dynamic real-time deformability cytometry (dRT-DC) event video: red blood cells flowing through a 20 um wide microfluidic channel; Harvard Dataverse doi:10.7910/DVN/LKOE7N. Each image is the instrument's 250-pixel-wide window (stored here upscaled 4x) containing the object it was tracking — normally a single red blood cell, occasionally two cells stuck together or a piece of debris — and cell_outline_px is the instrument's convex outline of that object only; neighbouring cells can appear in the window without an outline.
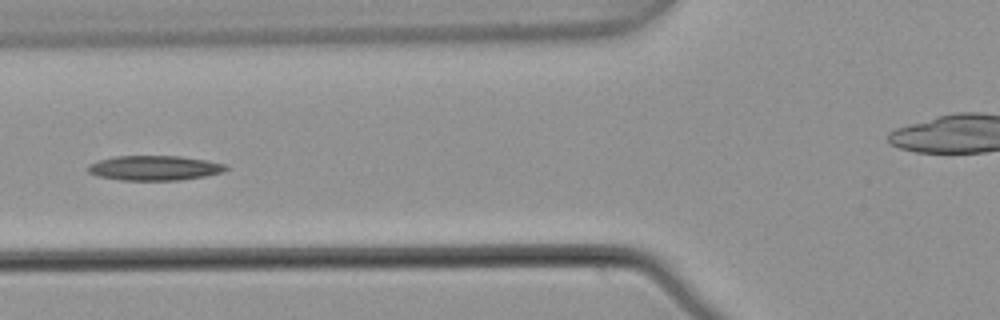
{"species": "common noctule bat (a hibernating species)", "species_latin": "Nyctalus noctula", "temperature_condition": "warm", "stored_images_in_passage": 5, "camera_frame_rate_fps": 3000, "um_per_image_px": 0.085, "animal": {"sex": "male", "body_mass_g": 21.5, "forearm_length_mm": 52.0}, "frame": {"image": 1, "passage_image": 5, "time_ms": 1.333, "image_size_px": [1000, 320], "cell_outline_px": [[228, 168], [224, 172], [204, 176], [180, 180], [120, 180], [96, 176], [88, 172], [88, 164], [96, 160], [116, 156], [180, 156], [208, 160], [228, 164]], "centroid_in_image_um": [13.13, 14.27], "position_along_channel_um": 112.7, "area_um2": 20.17}}